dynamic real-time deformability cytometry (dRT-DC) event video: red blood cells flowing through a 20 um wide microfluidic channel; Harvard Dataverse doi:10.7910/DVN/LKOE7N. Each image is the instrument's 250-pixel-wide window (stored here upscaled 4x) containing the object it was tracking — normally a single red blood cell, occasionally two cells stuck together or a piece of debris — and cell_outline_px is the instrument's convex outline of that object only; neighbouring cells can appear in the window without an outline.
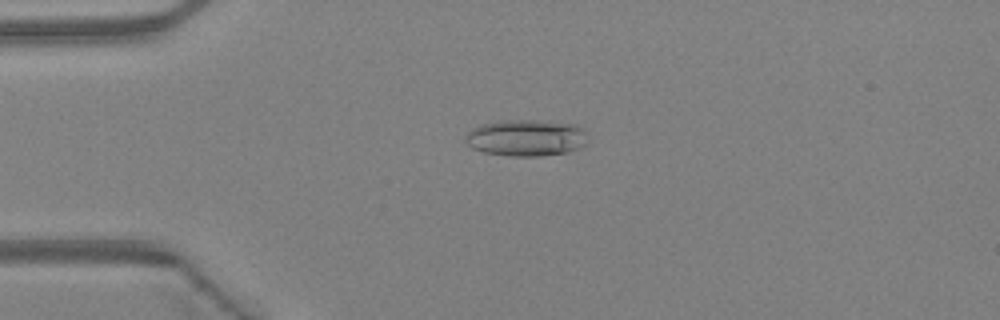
{"species": "Egyptian fruit bat (a non-hibernating species)", "species_latin": "Rousettus aegyptiacus", "temperature_condition": "warm", "stored_images_in_passage": 40, "camera_frame_rate_fps": 3000, "um_per_image_px": 0.085, "animal": {"sex": "female"}, "frame": {"image": 1, "passage_image": 6, "time_ms": 1.667, "image_size_px": [1000, 320], "cell_outline_px": [[584, 144], [580, 148], [568, 152], [540, 156], [508, 156], [484, 152], [472, 148], [464, 140], [464, 136], [472, 128], [484, 124], [500, 120], [536, 120], [576, 124], [584, 128]], "centroid_in_image_um": [44.69, 11.71], "position_along_channel_um": 40.3, "area_um2": 26.07}}
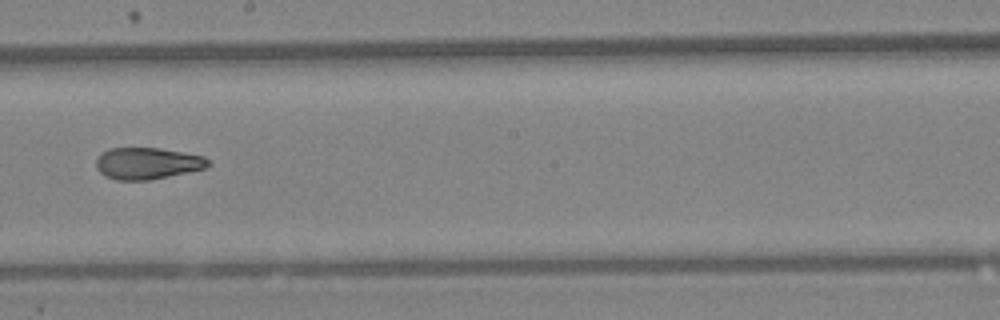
{"frame": {"image": 2, "passage_image": 21, "time_ms": 6.667, "image_size_px": [1000, 320], "cell_outline_px": [[212, 164], [204, 168], [168, 176], [148, 180], [116, 180], [104, 176], [96, 168], [96, 160], [108, 148], [160, 148], [204, 156], [212, 160]], "centroid_in_image_um": [12.54, 13.88], "position_along_channel_um": 235.7, "area_um2": 20.63}}
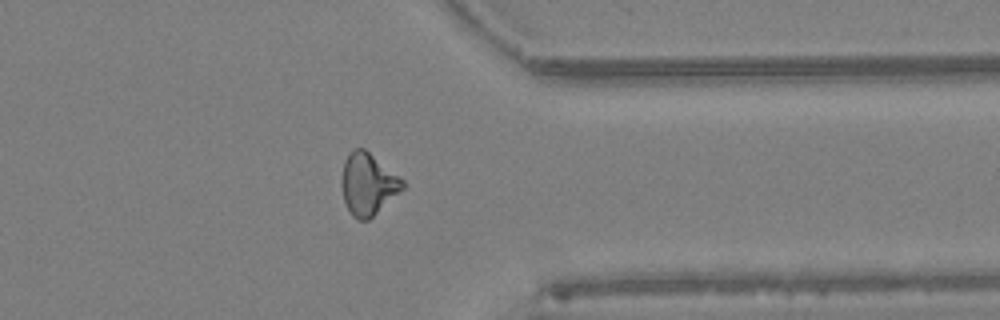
{"frame": {"image": 3, "passage_image": 31, "time_ms": 10.0, "image_size_px": [1000, 320], "cell_outline_px": [[404, 188], [368, 220], [356, 220], [352, 216], [344, 200], [340, 184], [340, 180], [344, 160], [348, 152], [352, 148], [364, 148], [404, 180]], "centroid_in_image_um": [31.23, 15.63], "position_along_channel_um": 380.2, "area_um2": 22.02}, "authors_computed_cell_mechanics": {"area_um2": 21.5016, "velocity_mm_per_s": 4.5087, "shape_relaxation_time_tau1_ms": 8.1029, "shape_relaxation_time_tau2_ms": 2.7678, "deformation_change_tau1": 0.2125, "deformation_change_tau2": 0.1042}}